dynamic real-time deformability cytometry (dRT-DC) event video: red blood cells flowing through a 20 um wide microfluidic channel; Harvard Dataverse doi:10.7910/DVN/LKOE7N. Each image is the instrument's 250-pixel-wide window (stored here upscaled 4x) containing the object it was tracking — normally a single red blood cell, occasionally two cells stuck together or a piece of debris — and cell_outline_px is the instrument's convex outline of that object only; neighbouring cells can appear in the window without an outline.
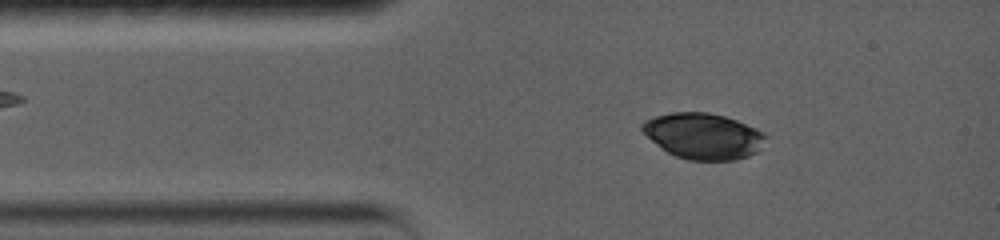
{"species": "common noctule bat (a hibernating species)", "species_latin": "Nyctalus noctula", "temperature_condition": "warm", "stored_images_in_passage": 3, "camera_frame_rate_fps": 5000, "um_per_image_px": 0.085, "animal": {"sex": "female", "body_mass_g": 19.0, "forearm_length_mm": 56.7}, "frame": {"image": 1, "passage_image": 2, "time_ms": 1.0, "image_size_px": [1000, 240], "cell_outline_px": [[768, 136], [760, 152], [736, 160], [688, 160], [676, 156], [668, 152], [652, 140], [640, 128], [640, 124], [644, 120], [656, 116], [672, 112], [708, 112], [724, 116], [736, 120], [756, 128], [764, 132]], "centroid_in_image_um": [59.83, 11.56], "position_along_channel_um": 25.2, "area_um2": 33.18}}